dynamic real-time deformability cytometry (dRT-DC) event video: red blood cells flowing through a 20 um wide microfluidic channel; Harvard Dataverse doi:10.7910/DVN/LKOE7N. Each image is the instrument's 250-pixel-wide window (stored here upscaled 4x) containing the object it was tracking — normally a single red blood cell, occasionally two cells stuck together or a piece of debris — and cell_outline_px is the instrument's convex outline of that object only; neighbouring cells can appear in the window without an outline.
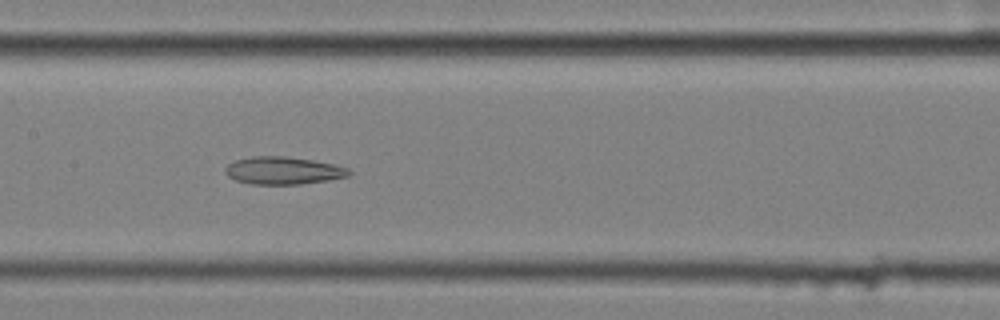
{"species": "common noctule bat (a hibernating species)", "species_latin": "Nyctalus noctula", "temperature_condition": "cold", "stored_images_in_passage": 9, "camera_frame_rate_fps": 3000, "um_per_image_px": 0.085, "animal": {"sex": "female", "body_mass_g": 25.1}, "frame": {"image": 1, "passage_image": 8, "time_ms": 2.333, "image_size_px": [1000, 320], "cell_outline_px": [[352, 172], [348, 176], [328, 180], [300, 184], [252, 184], [236, 180], [228, 176], [224, 172], [224, 168], [228, 164], [236, 160], [252, 156], [284, 156], [312, 160], [336, 164], [348, 168]], "centroid_in_image_um": [24.07, 14.49], "position_along_channel_um": 183.3, "area_um2": 19.88}}
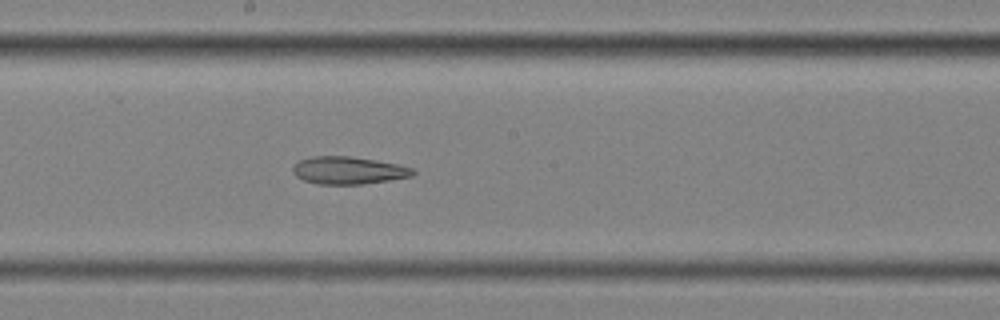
{"frame": {"image": 2, "passage_image": 9, "time_ms": 2.667, "image_size_px": [1000, 320], "cell_outline_px": [[416, 172], [412, 176], [364, 184], [316, 184], [304, 180], [296, 176], [292, 172], [292, 168], [300, 160], [312, 156], [348, 156], [376, 160], [396, 164], [412, 168]], "centroid_in_image_um": [29.59, 14.48], "position_along_channel_um": 218.6, "area_um2": 19.13}}